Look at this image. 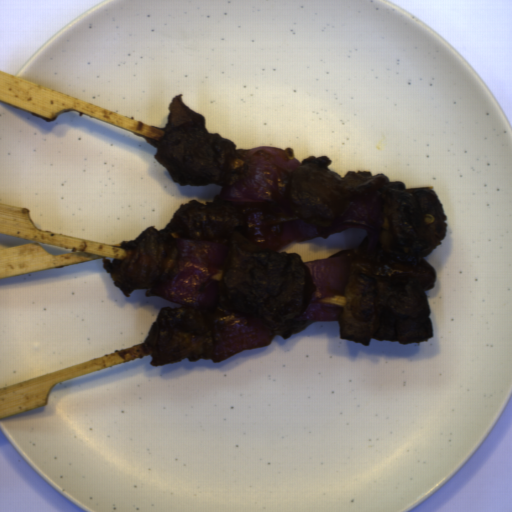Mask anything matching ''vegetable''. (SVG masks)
Listing matches in <instances>:
<instances>
[{"label":"vegetable","instance_id":"obj_2","mask_svg":"<svg viewBox=\"0 0 512 512\" xmlns=\"http://www.w3.org/2000/svg\"><path fill=\"white\" fill-rule=\"evenodd\" d=\"M177 273L169 280L148 288L146 297L191 309H208L212 314L213 341L200 357L219 363L239 352L267 347L276 334L254 317L230 311L218 304L229 256L227 239H176Z\"/></svg>","mask_w":512,"mask_h":512},{"label":"vegetable","instance_id":"obj_1","mask_svg":"<svg viewBox=\"0 0 512 512\" xmlns=\"http://www.w3.org/2000/svg\"><path fill=\"white\" fill-rule=\"evenodd\" d=\"M303 163L281 148L234 149L217 198L239 206L246 239L253 247L280 251L295 241L321 237L315 226L289 214L284 198L295 170Z\"/></svg>","mask_w":512,"mask_h":512},{"label":"vegetable","instance_id":"obj_4","mask_svg":"<svg viewBox=\"0 0 512 512\" xmlns=\"http://www.w3.org/2000/svg\"><path fill=\"white\" fill-rule=\"evenodd\" d=\"M374 184L360 196H354L348 207L343 220L333 229L322 235L327 239L334 233L351 229H366L368 234L371 230L379 229L382 218V199L378 195L382 187L400 186L404 184L389 180L385 174L373 176Z\"/></svg>","mask_w":512,"mask_h":512},{"label":"vegetable","instance_id":"obj_3","mask_svg":"<svg viewBox=\"0 0 512 512\" xmlns=\"http://www.w3.org/2000/svg\"><path fill=\"white\" fill-rule=\"evenodd\" d=\"M362 246L335 253L324 260L303 262L313 279L314 289L307 309L296 319L309 322H339L346 303L351 267Z\"/></svg>","mask_w":512,"mask_h":512}]
</instances>
